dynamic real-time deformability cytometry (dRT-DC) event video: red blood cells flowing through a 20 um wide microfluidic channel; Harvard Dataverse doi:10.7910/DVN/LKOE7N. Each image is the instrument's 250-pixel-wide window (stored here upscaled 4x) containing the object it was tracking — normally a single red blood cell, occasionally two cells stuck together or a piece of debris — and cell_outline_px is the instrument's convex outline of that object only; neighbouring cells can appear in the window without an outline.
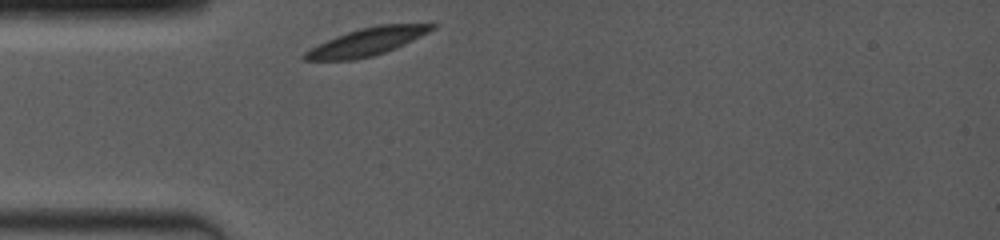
{"species": "common noctule bat (a hibernating species)", "species_latin": "Nyctalus noctula", "temperature_condition": "room temperature", "stored_images_in_passage": 27, "camera_frame_rate_fps": 4000, "um_per_image_px": 0.085, "animal": {"sex": "female", "body_mass_g": 19.0, "forearm_length_mm": 53.3}, "frame": {"image": 1, "passage_image": 1, "time_ms": 0.0, "image_size_px": [1000, 240], "cell_outline_px": [[436, 28], [396, 48], [372, 56], [352, 60], [304, 60], [300, 56], [304, 52], [336, 36], [360, 28], [380, 24], [436, 24]], "centroid_in_image_um": [31.18, 3.56], "position_along_channel_um": 53.8, "area_um2": 20.11}}
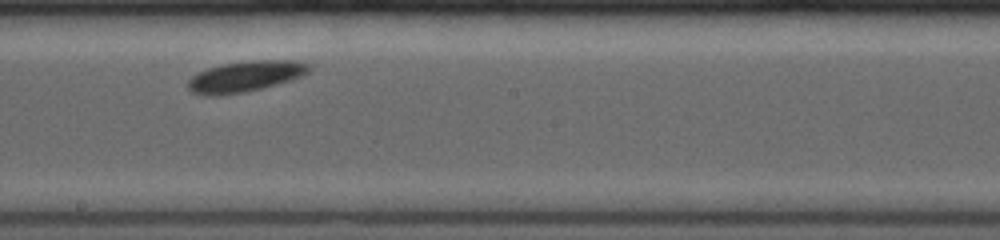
{"frame": {"image": 2, "passage_image": 12, "time_ms": 4.75, "image_size_px": [1000, 240], "cell_outline_px": [[312, 68], [304, 76], [292, 80], [244, 92], [216, 96], [204, 96], [192, 92], [188, 88], [188, 80], [192, 76], [208, 68], [220, 64], [252, 60], [296, 60], [308, 64]], "centroid_in_image_um": [20.86, 6.49], "position_along_channel_um": 227.3, "area_um2": 21.85}}
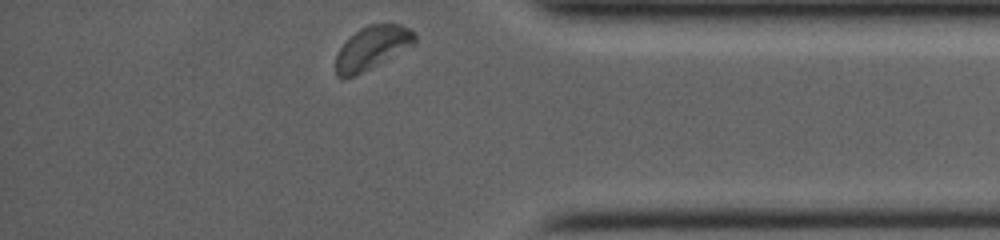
{"frame": {"image": 3, "passage_image": 27, "time_ms": 9.5, "image_size_px": [1000, 240], "cell_outline_px": [[416, 44], [356, 76], [344, 80], [336, 76], [336, 56], [340, 48], [360, 28], [368, 24], [400, 24], [408, 28], [416, 36]], "centroid_in_image_um": [31.63, 4.09], "position_along_channel_um": 403.6, "area_um2": 19.88}, "authors_computed_cell_mechanics": {"area_um2": 20.1144, "velocity_mm_per_s": 3.8396, "shape_relaxation_time_tau1_ms": 1.0148, "shape_relaxation_time_tau2_ms": 5.3102, "deformation_change_tau1": 0.0831, "deformation_change_tau2": 0.0831}}